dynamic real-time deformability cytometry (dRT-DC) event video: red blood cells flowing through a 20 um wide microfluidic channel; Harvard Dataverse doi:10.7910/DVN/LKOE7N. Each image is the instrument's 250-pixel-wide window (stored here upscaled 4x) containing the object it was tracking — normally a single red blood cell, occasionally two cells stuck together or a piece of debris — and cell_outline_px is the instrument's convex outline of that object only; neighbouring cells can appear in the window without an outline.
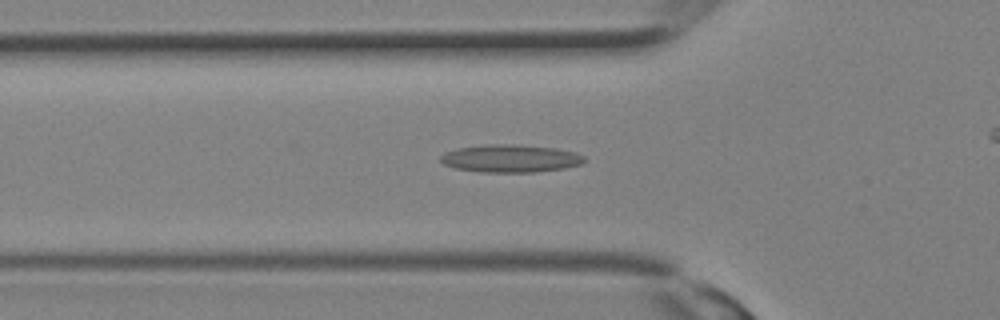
{"species": "Egyptian fruit bat (a non-hibernating species)", "species_latin": "Rousettus aegyptiacus", "temperature_condition": "room temperature", "stored_images_in_passage": 24, "camera_frame_rate_fps": 3000, "um_per_image_px": 0.085, "animal": {"sex": "female"}, "frame": {"image": 1, "passage_image": 6, "time_ms": 1.667, "image_size_px": [1000, 320], "cell_outline_px": [[584, 164], [564, 168], [536, 172], [480, 172], [452, 168], [444, 164], [440, 160], [440, 156], [444, 152], [456, 148], [484, 144], [512, 144], [556, 148], [576, 152], [584, 156]], "centroid_in_image_um": [43.36, 13.47], "position_along_channel_um": 82.4, "area_um2": 23.52}}
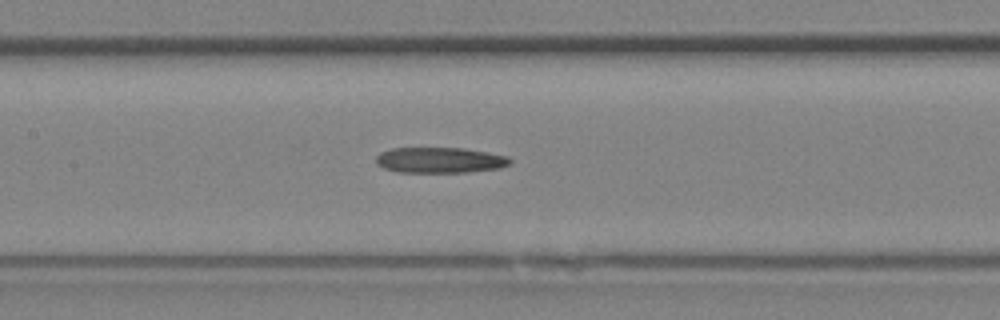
{"frame": {"image": 2, "passage_image": 10, "time_ms": 3.0, "image_size_px": [1000, 320], "cell_outline_px": [[512, 160], [508, 164], [500, 168], [464, 172], [396, 172], [384, 168], [376, 164], [376, 156], [380, 152], [392, 148], [464, 148], [508, 156]], "centroid_in_image_um": [37.35, 13.61], "position_along_channel_um": 170.0, "area_um2": 20.0}}
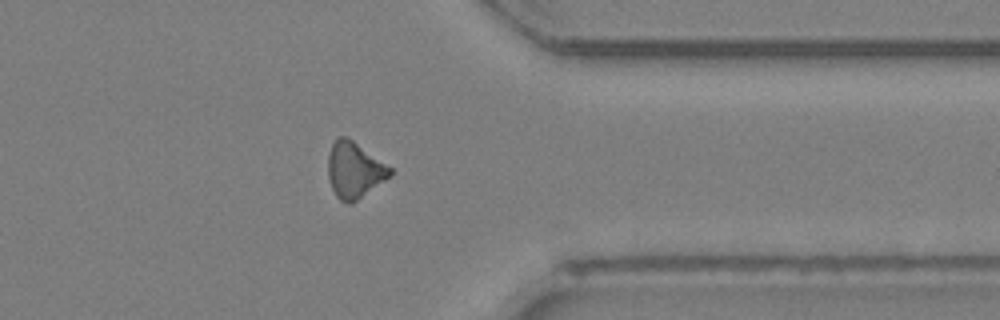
{"frame": {"image": 3, "passage_image": 20, "time_ms": 6.333, "image_size_px": [1000, 320], "cell_outline_px": [[392, 176], [352, 204], [348, 204], [340, 200], [336, 196], [332, 188], [328, 176], [328, 156], [332, 144], [336, 136], [344, 136], [352, 140], [392, 168]], "centroid_in_image_um": [30.12, 14.47], "position_along_channel_um": 381.3, "area_um2": 20.29}}